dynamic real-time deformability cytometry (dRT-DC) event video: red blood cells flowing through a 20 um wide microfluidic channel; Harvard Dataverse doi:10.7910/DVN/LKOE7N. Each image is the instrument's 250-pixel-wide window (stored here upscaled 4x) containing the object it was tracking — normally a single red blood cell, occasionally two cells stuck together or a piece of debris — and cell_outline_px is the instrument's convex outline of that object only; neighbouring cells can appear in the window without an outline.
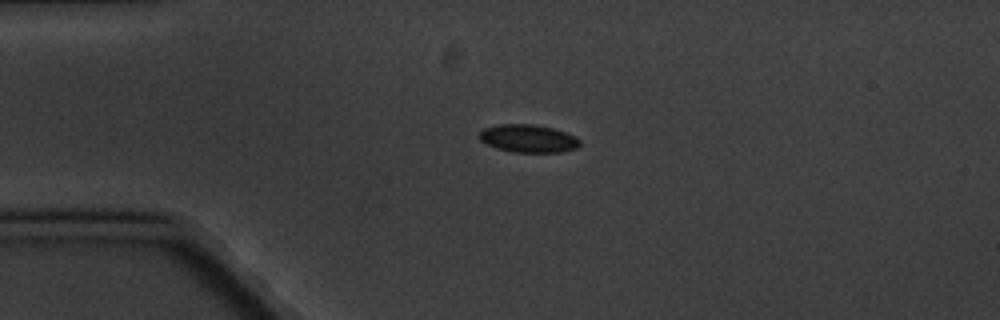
{"species": "common noctule bat (a hibernating species)", "species_latin": "Nyctalus noctula", "temperature_condition": "cold", "stored_images_in_passage": 5, "camera_frame_rate_fps": 3000, "um_per_image_px": 0.085, "animal": {"sex": "male", "body_mass_g": 20.1, "forearm_length_mm": 53.5}, "frame": {"image": 1, "passage_image": 3, "time_ms": 3.333, "image_size_px": [1000, 320], "cell_outline_px": [[580, 144], [576, 148], [560, 152], [516, 152], [496, 148], [484, 144], [476, 136], [484, 128], [500, 124], [532, 124], [552, 128], [576, 136], [580, 140]], "centroid_in_image_um": [44.86, 11.77], "position_along_channel_um": 40.1, "area_um2": 16.36}}